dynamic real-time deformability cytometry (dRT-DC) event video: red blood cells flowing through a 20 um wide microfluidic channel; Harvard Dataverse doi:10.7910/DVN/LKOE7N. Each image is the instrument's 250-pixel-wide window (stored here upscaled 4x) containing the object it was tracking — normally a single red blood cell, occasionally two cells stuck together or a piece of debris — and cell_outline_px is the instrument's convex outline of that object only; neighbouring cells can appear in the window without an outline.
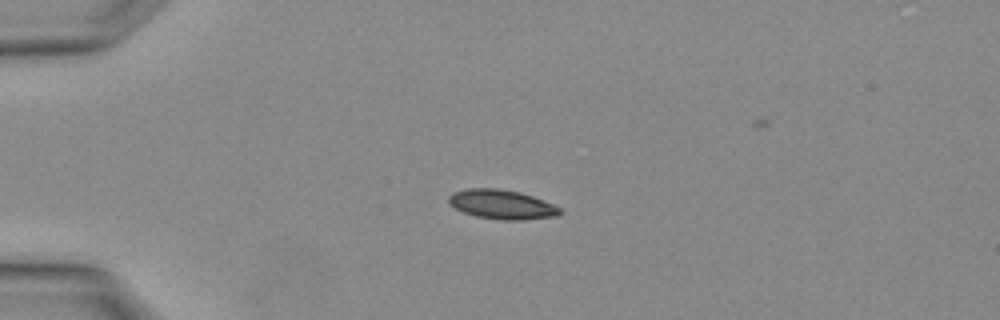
{"species": "Egyptian fruit bat (a non-hibernating species)", "species_latin": "Rousettus aegyptiacus", "temperature_condition": "warm", "stored_images_in_passage": 2, "camera_frame_rate_fps": 3000, "um_per_image_px": 0.085, "animal": {"sex": "female"}, "frame": {"image": 1, "passage_image": 1, "time_ms": 0.0, "image_size_px": [1000, 320], "cell_outline_px": [[564, 212], [556, 216], [520, 220], [504, 220], [476, 216], [464, 212], [456, 208], [448, 200], [448, 196], [452, 192], [468, 188], [496, 188], [520, 192], [532, 196], [552, 204], [560, 208]], "centroid_in_image_um": [42.66, 17.37], "position_along_channel_um": 42.3, "area_um2": 18.84}}
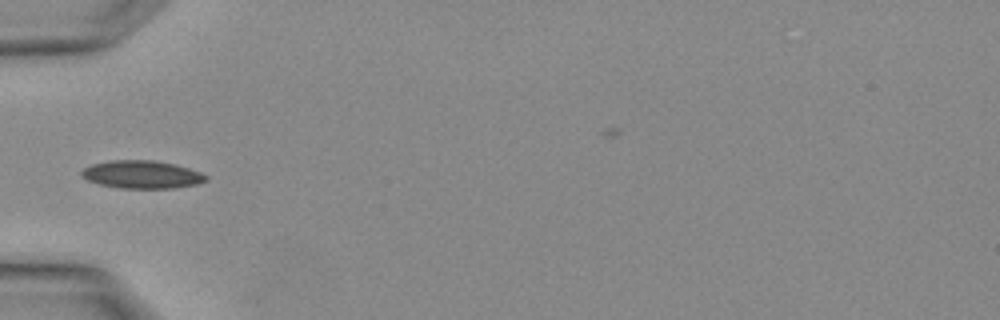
{"frame": {"image": 2, "passage_image": 2, "time_ms": 0.333, "image_size_px": [1000, 320], "cell_outline_px": [[208, 180], [196, 184], [176, 188], [120, 188], [100, 184], [88, 180], [80, 176], [80, 172], [84, 168], [92, 164], [108, 160], [152, 160], [176, 164], [200, 172], [208, 176]], "centroid_in_image_um": [12.05, 14.83], "position_along_channel_um": 72.9, "area_um2": 20.29}}